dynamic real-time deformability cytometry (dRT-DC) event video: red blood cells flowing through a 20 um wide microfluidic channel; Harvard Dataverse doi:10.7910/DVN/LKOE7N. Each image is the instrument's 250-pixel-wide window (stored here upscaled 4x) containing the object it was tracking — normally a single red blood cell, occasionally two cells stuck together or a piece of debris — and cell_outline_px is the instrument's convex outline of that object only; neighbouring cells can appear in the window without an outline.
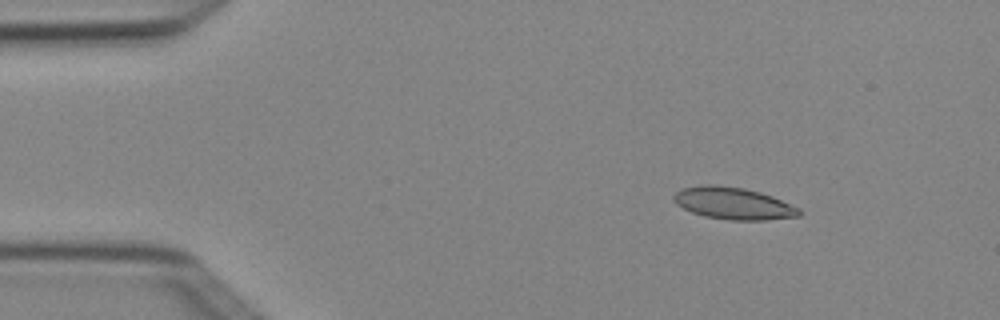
{"species": "Egyptian fruit bat (a non-hibernating species)", "species_latin": "Rousettus aegyptiacus", "temperature_condition": "cold", "stored_images_in_passage": 5, "segment_of_instrument_passage": [1, 2], "camera_frame_rate_fps": 3000, "um_per_image_px": 0.085, "animal": {"sex": "female"}, "frame": {"image": 1, "passage_image": 2, "time_ms": 0.333, "image_size_px": [1000, 320], "cell_outline_px": [[800, 216], [764, 220], [728, 220], [704, 216], [692, 212], [676, 204], [672, 200], [672, 196], [680, 188], [700, 184], [716, 184], [744, 188], [760, 192], [772, 196], [800, 208]], "centroid_in_image_um": [62.29, 17.27], "position_along_channel_um": 22.7, "area_um2": 23.64}}